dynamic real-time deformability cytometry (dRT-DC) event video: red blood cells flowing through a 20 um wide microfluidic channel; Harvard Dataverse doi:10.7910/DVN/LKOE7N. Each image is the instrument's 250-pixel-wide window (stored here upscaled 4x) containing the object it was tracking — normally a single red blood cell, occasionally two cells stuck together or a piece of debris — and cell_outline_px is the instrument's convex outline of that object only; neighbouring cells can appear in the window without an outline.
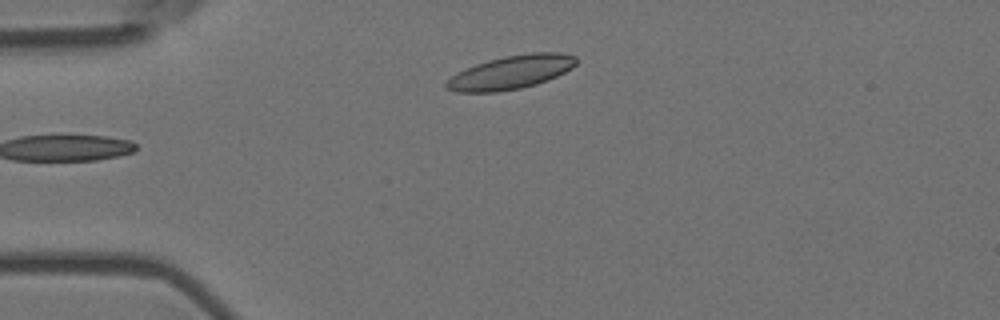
{"species": "Egyptian fruit bat (a non-hibernating species)", "species_latin": "Rousettus aegyptiacus", "temperature_condition": "room temperature", "stored_images_in_passage": 6, "camera_frame_rate_fps": 3000, "um_per_image_px": 0.085, "animal": {"sex": "female"}, "frame": {"image": 1, "passage_image": 6, "time_ms": 1.667, "image_size_px": [1000, 320], "cell_outline_px": [[576, 64], [572, 68], [548, 80], [536, 84], [520, 88], [496, 92], [456, 92], [444, 88], [444, 84], [456, 72], [476, 64], [488, 60], [504, 56], [528, 52], [560, 52], [576, 56]], "centroid_in_image_um": [43.42, 6.14], "position_along_channel_um": 41.6, "area_um2": 25.49}}